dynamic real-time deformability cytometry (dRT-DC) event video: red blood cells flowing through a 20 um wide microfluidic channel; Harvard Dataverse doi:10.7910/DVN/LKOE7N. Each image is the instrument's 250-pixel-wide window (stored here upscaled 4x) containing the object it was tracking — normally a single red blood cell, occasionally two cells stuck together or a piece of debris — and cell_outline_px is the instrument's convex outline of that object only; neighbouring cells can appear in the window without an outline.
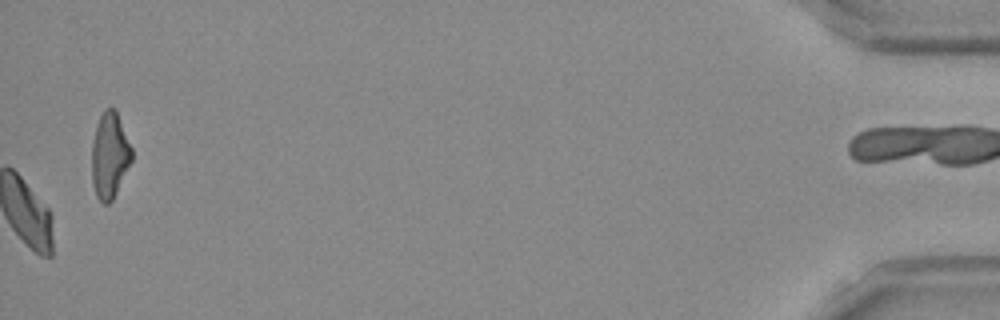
{"species": "Egyptian fruit bat (a non-hibernating species)", "species_latin": "Rousettus aegyptiacus", "temperature_condition": "room temperature", "stored_images_in_passage": 42, "camera_frame_rate_fps": 3000, "um_per_image_px": 0.085, "frame": {"image": 1, "passage_image": 42, "time_ms": 13.667, "image_size_px": [1000, 320], "cell_outline_px": [[132, 160], [112, 200], [108, 204], [104, 204], [96, 196], [92, 184], [92, 144], [96, 124], [104, 108], [116, 108], [132, 148]], "centroid_in_image_um": [9.32, 13.18], "position_along_channel_um": 425.9, "area_um2": 20.06}}